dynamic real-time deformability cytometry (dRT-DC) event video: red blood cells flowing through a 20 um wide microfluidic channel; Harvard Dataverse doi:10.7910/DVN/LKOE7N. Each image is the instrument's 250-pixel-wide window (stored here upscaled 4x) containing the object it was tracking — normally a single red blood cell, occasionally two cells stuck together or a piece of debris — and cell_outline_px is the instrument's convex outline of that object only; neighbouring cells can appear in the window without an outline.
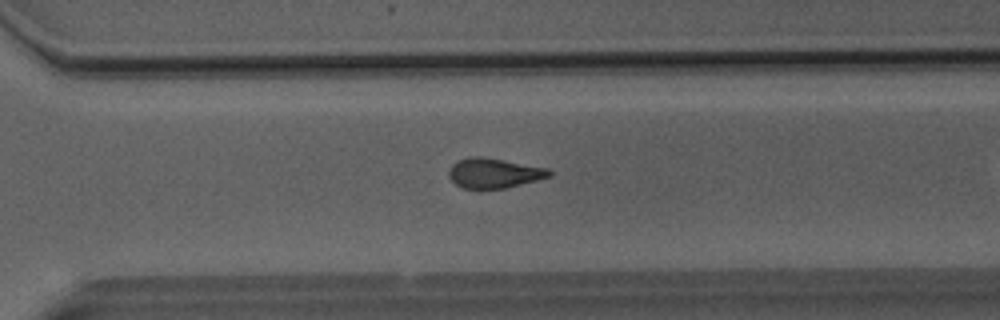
{"species": "Egyptian fruit bat (a non-hibernating species)", "species_latin": "Rousettus aegyptiacus", "temperature_condition": "room temperature", "stored_images_in_passage": 27, "camera_frame_rate_fps": 3000, "um_per_image_px": 0.085, "animal": {"sex": "male"}, "frame": {"image": 1, "passage_image": 23, "time_ms": 7.333, "image_size_px": [1000, 320], "cell_outline_px": [[552, 176], [504, 188], [464, 188], [456, 184], [448, 176], [448, 172], [452, 164], [460, 160], [472, 156], [484, 156], [548, 168], [552, 172]], "centroid_in_image_um": [42.0, 14.69], "position_along_channel_um": 328.6, "area_um2": 17.34}}